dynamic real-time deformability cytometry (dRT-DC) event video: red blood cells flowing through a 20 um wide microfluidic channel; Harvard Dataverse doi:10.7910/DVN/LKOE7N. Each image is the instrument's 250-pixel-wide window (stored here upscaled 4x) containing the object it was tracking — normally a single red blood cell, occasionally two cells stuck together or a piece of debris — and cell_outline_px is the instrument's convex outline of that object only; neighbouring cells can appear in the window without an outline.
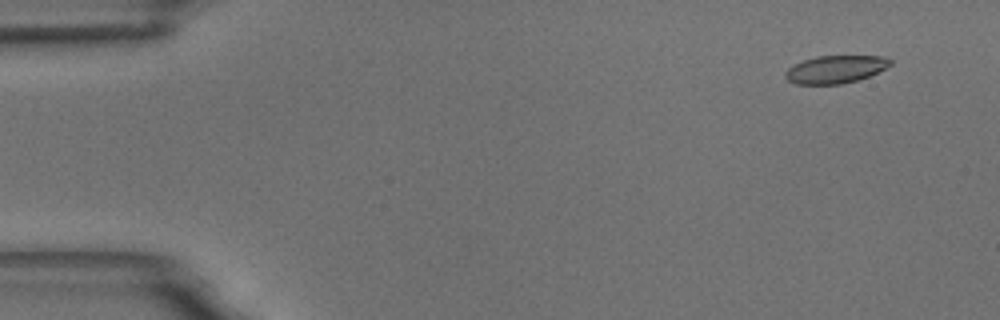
{"species": "common noctule bat (a hibernating species)", "species_latin": "Nyctalus noctula", "temperature_condition": "room temperature", "stored_images_in_passage": 10, "camera_frame_rate_fps": 3000, "um_per_image_px": 0.085, "animal": {"sex": "male", "body_mass_g": 18.8}, "frame": {"image": 1, "passage_image": 1, "time_ms": 0.0, "image_size_px": [1000, 320], "cell_outline_px": [[892, 64], [868, 76], [856, 80], [840, 84], [796, 84], [788, 80], [784, 76], [784, 72], [792, 64], [816, 56], [884, 56], [892, 60]], "centroid_in_image_um": [70.97, 5.88], "position_along_channel_um": 14.0, "area_um2": 16.88}}
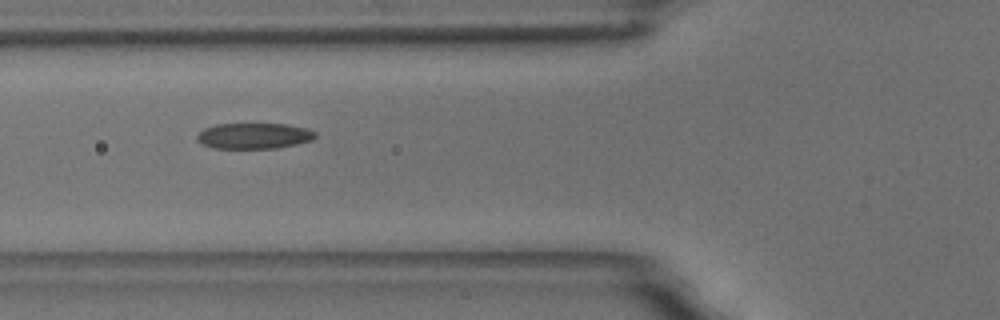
{"frame": {"image": 2, "passage_image": 6, "time_ms": 5.667, "image_size_px": [1000, 320], "cell_outline_px": [[316, 136], [312, 140], [296, 144], [276, 148], [212, 148], [200, 144], [196, 140], [196, 136], [204, 128], [216, 124], [288, 124], [304, 128], [316, 132]], "centroid_in_image_um": [21.55, 11.55], "position_along_channel_um": 104.3, "area_um2": 17.8}}
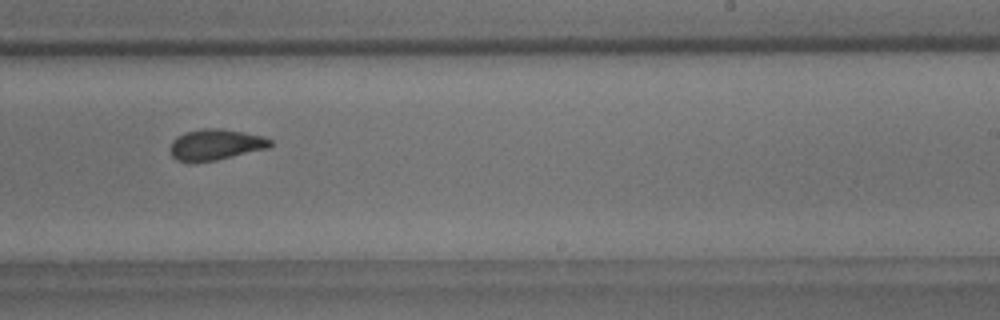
{"frame": {"image": 3, "passage_image": 10, "time_ms": 10.333, "image_size_px": [1000, 320], "cell_outline_px": [[272, 144], [268, 148], [216, 160], [176, 160], [172, 156], [168, 148], [172, 140], [176, 136], [184, 132], [204, 128], [220, 128], [260, 136], [272, 140]], "centroid_in_image_um": [18.28, 12.27], "position_along_channel_um": 270.7, "area_um2": 17.69}}